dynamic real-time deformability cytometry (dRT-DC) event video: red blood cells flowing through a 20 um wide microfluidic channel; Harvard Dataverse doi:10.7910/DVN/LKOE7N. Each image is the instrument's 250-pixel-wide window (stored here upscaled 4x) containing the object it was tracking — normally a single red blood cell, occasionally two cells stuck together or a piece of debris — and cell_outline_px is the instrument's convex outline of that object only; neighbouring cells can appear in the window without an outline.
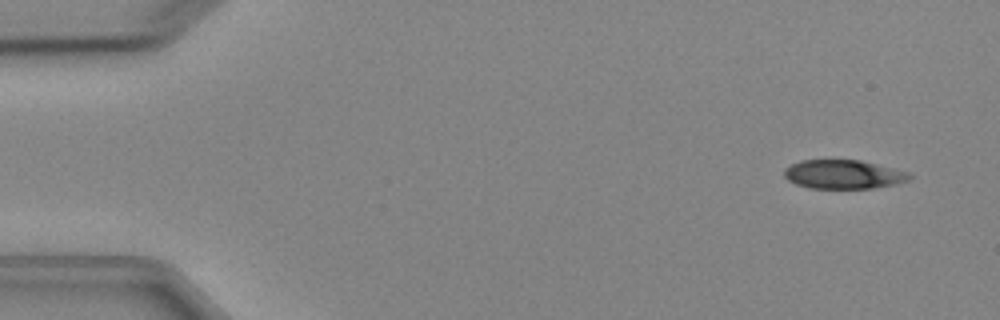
{"species": "Egyptian fruit bat (a non-hibernating species)", "species_latin": "Rousettus aegyptiacus", "temperature_condition": "cold", "stored_images_in_passage": 4, "camera_frame_rate_fps": 3000, "um_per_image_px": 0.085, "animal": {"sex": "female"}, "frame": {"image": 1, "passage_image": 1, "time_ms": 0.0, "image_size_px": [1000, 320], "cell_outline_px": [[912, 176], [908, 180], [896, 184], [872, 188], [808, 188], [796, 184], [788, 180], [784, 176], [784, 168], [800, 160], [860, 160], [908, 172]], "centroid_in_image_um": [71.66, 14.82], "position_along_channel_um": 13.3, "area_um2": 20.98}}
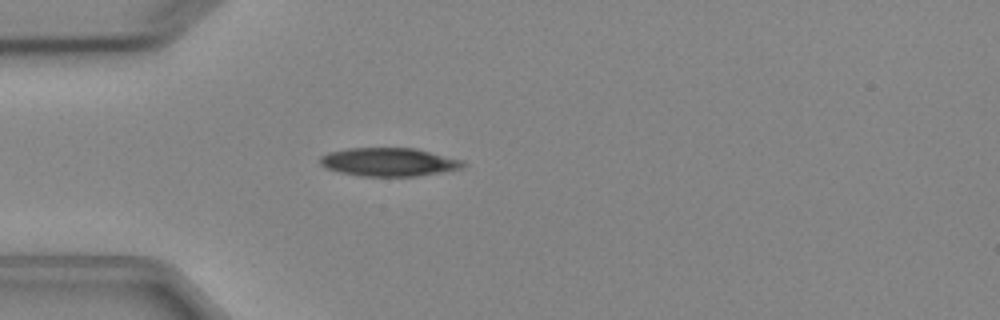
{"frame": {"image": 2, "passage_image": 4, "time_ms": 3.667, "image_size_px": [1000, 320], "cell_outline_px": [[468, 164], [464, 168], [416, 176], [360, 176], [340, 172], [324, 168], [320, 164], [320, 156], [328, 152], [348, 148], [416, 148], [464, 160]], "centroid_in_image_um": [33.07, 13.77], "position_along_channel_um": 51.9, "area_um2": 23.87}}